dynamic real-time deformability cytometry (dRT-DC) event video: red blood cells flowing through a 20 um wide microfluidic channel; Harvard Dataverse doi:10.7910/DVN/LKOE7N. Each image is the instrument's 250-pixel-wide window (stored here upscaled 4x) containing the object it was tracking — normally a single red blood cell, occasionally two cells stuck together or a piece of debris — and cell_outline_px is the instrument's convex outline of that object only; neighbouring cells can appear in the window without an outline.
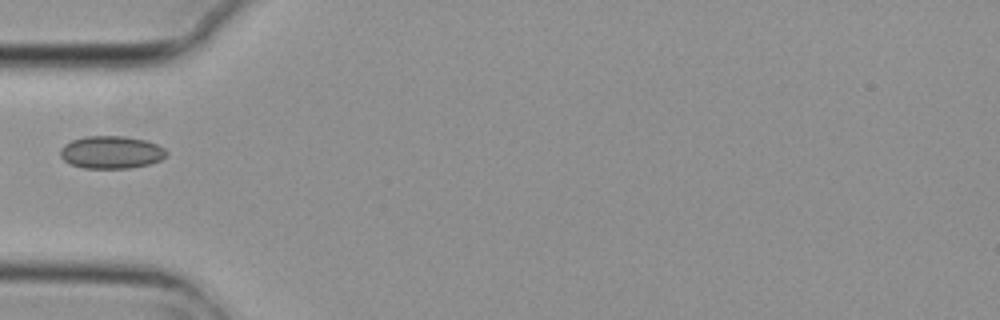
{"species": "common noctule bat (a hibernating species)", "species_latin": "Nyctalus noctula", "temperature_condition": "cold", "stored_images_in_passage": 6, "camera_frame_rate_fps": 3000, "um_per_image_px": 0.085, "animal": {"sex": "female", "body_mass_g": 29.2, "forearm_length_mm": 56.3}, "frame": {"image": 1, "passage_image": 5, "time_ms": 1.333, "image_size_px": [1000, 320], "cell_outline_px": [[168, 152], [160, 160], [148, 164], [128, 168], [84, 168], [72, 164], [64, 160], [60, 156], [60, 148], [64, 144], [72, 140], [84, 136], [124, 136], [148, 140], [164, 148]], "centroid_in_image_um": [9.44, 12.93], "position_along_channel_um": 75.6, "area_um2": 20.17}}
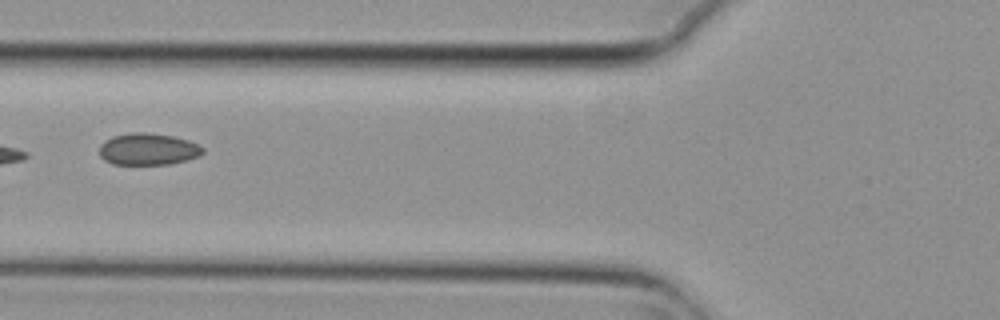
{"frame": {"image": 2, "passage_image": 6, "time_ms": 1.667, "image_size_px": [1000, 320], "cell_outline_px": [[204, 152], [200, 156], [188, 160], [168, 164], [112, 164], [104, 160], [100, 156], [100, 144], [104, 140], [112, 136], [132, 132], [148, 132], [172, 136], [188, 140], [200, 144], [204, 148]], "centroid_in_image_um": [12.6, 12.67], "position_along_channel_um": 113.2, "area_um2": 19.42}}